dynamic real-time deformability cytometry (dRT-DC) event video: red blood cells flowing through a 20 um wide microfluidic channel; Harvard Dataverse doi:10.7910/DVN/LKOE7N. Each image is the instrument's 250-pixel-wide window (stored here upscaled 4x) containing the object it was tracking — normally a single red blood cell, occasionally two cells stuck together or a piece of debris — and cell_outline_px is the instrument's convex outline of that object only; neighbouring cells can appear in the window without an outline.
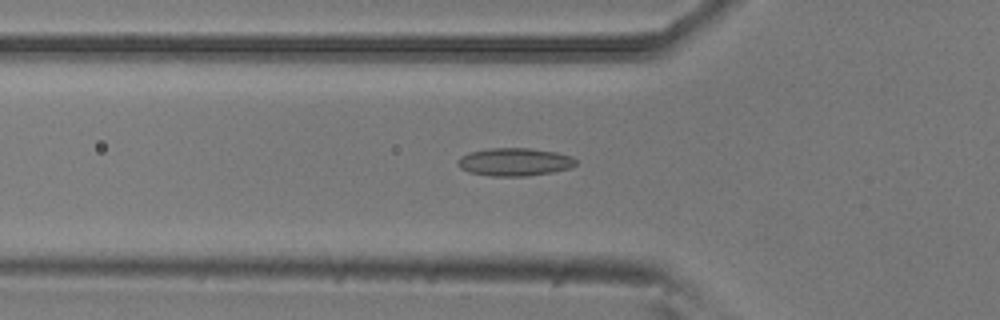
{"species": "common noctule bat (a hibernating species)", "species_latin": "Nyctalus noctula", "temperature_condition": "room temperature", "stored_images_in_passage": 53, "camera_frame_rate_fps": 3000, "um_per_image_px": 0.085, "animal": {"sex": "male", "body_mass_g": 20.5, "forearm_length_mm": 52.5}, "frame": {"image": 1, "passage_image": 18, "time_ms": 5.667, "image_size_px": [1000, 320], "cell_outline_px": [[576, 164], [572, 168], [552, 172], [528, 176], [492, 176], [468, 172], [460, 168], [456, 164], [456, 160], [460, 156], [472, 152], [488, 148], [532, 148], [556, 152], [572, 156], [576, 160]], "centroid_in_image_um": [43.74, 13.76], "position_along_channel_um": 82.1, "area_um2": 19.42}}
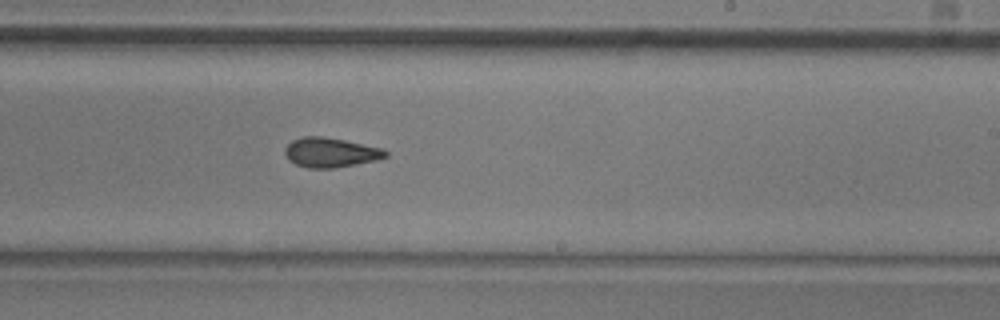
{"frame": {"image": 2, "passage_image": 32, "time_ms": 10.333, "image_size_px": [1000, 320], "cell_outline_px": [[388, 156], [376, 160], [356, 164], [332, 168], [308, 168], [296, 164], [288, 160], [284, 152], [284, 148], [292, 140], [304, 136], [320, 136], [344, 140], [384, 148], [388, 152]], "centroid_in_image_um": [28.09, 12.96], "position_along_channel_um": 260.9, "area_um2": 17.4}}
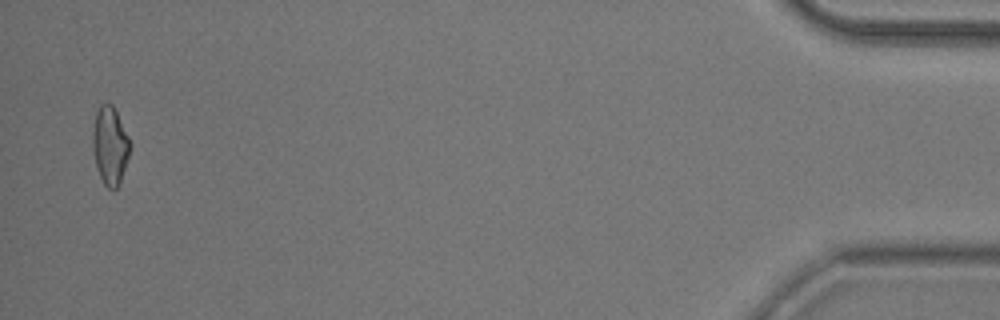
{"frame": {"image": 3, "passage_image": 52, "time_ms": 17.0, "image_size_px": [1000, 320], "cell_outline_px": [[132, 144], [120, 184], [116, 188], [108, 188], [104, 184], [100, 176], [96, 164], [92, 148], [92, 132], [96, 112], [100, 104], [112, 104]], "centroid_in_image_um": [9.35, 12.38], "position_along_channel_um": 425.8, "area_um2": 16.88}, "authors_computed_cell_mechanics": {"area_um2": 17.3978, "velocity_mm_per_s": 3.8098, "shape_relaxation_time_tau1_ms": 10.7567, "shape_relaxation_time_tau2_ms": 3.5149, "deformation_change_tau1": 0.1844, "deformation_change_tau2": 0.1024}}